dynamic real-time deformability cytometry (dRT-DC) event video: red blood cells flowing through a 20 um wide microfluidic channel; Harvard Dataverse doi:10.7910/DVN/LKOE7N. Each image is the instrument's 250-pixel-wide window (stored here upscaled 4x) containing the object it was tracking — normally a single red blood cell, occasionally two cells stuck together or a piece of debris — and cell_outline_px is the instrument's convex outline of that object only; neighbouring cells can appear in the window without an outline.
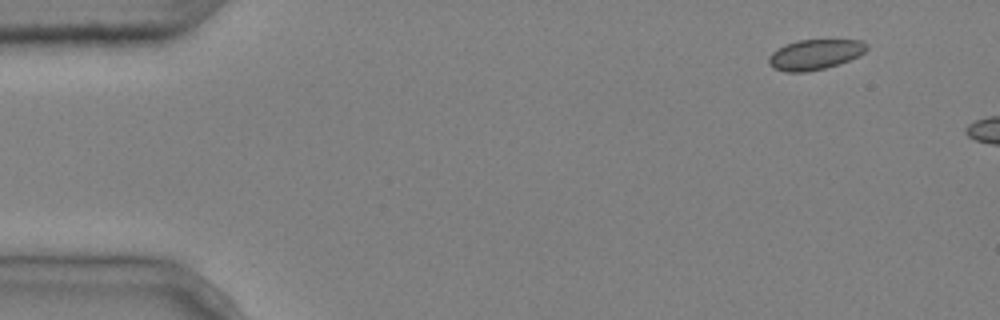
{"species": "common noctule bat (a hibernating species)", "species_latin": "Nyctalus noctula", "temperature_condition": "cold", "stored_images_in_passage": 3, "camera_frame_rate_fps": 3000, "um_per_image_px": 0.085, "animal": {"sex": "male", "body_mass_g": 20.4}, "frame": {"image": 1, "passage_image": 1, "time_ms": 0.0, "image_size_px": [1000, 320], "cell_outline_px": [[868, 48], [860, 56], [824, 68], [804, 72], [784, 72], [772, 68], [768, 64], [768, 56], [776, 48], [784, 44], [796, 40], [860, 40], [868, 44]], "centroid_in_image_um": [69.22, 4.63], "position_along_channel_um": 15.8, "area_um2": 17.4}}